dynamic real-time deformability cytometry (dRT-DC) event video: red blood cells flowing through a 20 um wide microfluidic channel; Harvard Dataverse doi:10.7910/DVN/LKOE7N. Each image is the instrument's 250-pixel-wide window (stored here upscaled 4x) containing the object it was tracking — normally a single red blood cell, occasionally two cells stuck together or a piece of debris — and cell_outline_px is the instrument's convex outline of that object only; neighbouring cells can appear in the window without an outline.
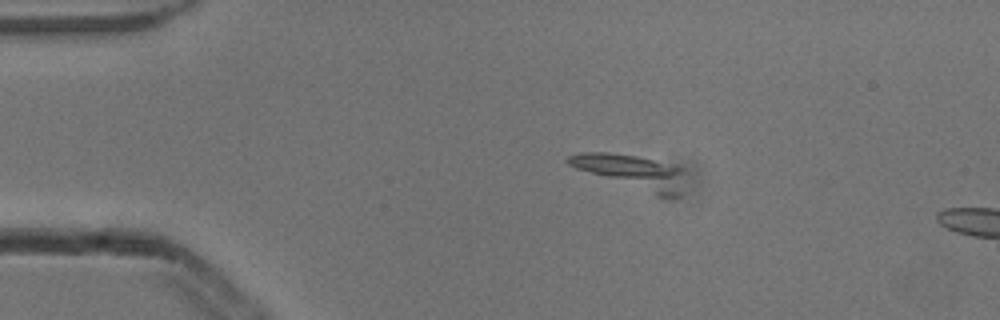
{"species": "common noctule bat (a hibernating species)", "species_latin": "Nyctalus noctula", "temperature_condition": "cold", "stored_images_in_passage": 5, "camera_frame_rate_fps": 3000, "um_per_image_px": 0.085, "animal": {"sex": "male", "body_mass_g": 13.3}, "frame": {"image": 1, "passage_image": 3, "time_ms": 0.667, "image_size_px": [1000, 320], "cell_outline_px": [[680, 196], [660, 196], [576, 168], [568, 164], [564, 160], [568, 156], [580, 152], [612, 152], [636, 156], [676, 164], [680, 168]], "centroid_in_image_um": [53.64, 14.55], "position_along_channel_um": 31.4, "area_um2": 22.25}}